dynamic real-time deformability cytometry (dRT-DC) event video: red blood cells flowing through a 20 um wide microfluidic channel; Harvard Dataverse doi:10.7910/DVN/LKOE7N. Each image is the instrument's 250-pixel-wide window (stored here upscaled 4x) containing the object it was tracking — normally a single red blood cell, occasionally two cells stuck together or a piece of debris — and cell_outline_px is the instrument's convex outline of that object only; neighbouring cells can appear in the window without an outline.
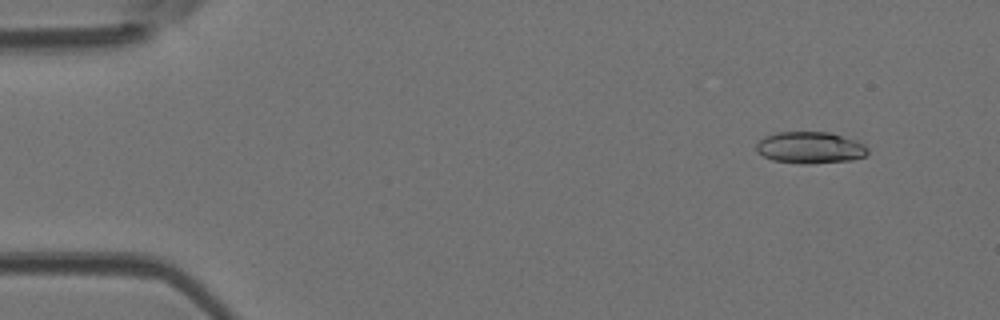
{"species": "Egyptian fruit bat (a non-hibernating species)", "species_latin": "Rousettus aegyptiacus", "temperature_condition": "room temperature", "stored_images_in_passage": 5, "camera_frame_rate_fps": 3000, "um_per_image_px": 0.085, "animal": {"sex": "female"}, "frame": {"image": 1, "passage_image": 2, "time_ms": 0.333, "image_size_px": [1000, 320], "cell_outline_px": [[868, 152], [864, 156], [852, 160], [808, 164], [800, 164], [772, 160], [756, 152], [756, 144], [764, 136], [776, 132], [832, 132], [856, 140], [864, 144], [868, 148]], "centroid_in_image_um": [68.85, 12.54], "position_along_channel_um": 16.1, "area_um2": 20.81}}
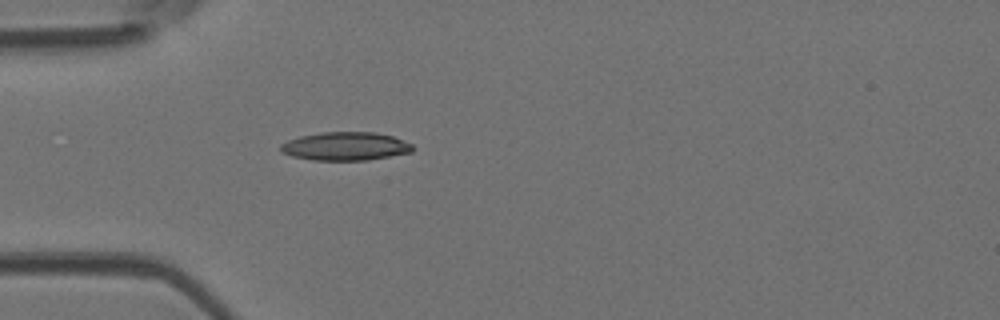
{"frame": {"image": 2, "passage_image": 5, "time_ms": 1.333, "image_size_px": [1000, 320], "cell_outline_px": [[416, 148], [412, 152], [368, 160], [312, 160], [292, 156], [280, 152], [280, 144], [288, 140], [300, 136], [320, 132], [372, 132], [392, 136], [412, 144]], "centroid_in_image_um": [29.35, 12.43], "position_along_channel_um": 55.7, "area_um2": 21.91}}